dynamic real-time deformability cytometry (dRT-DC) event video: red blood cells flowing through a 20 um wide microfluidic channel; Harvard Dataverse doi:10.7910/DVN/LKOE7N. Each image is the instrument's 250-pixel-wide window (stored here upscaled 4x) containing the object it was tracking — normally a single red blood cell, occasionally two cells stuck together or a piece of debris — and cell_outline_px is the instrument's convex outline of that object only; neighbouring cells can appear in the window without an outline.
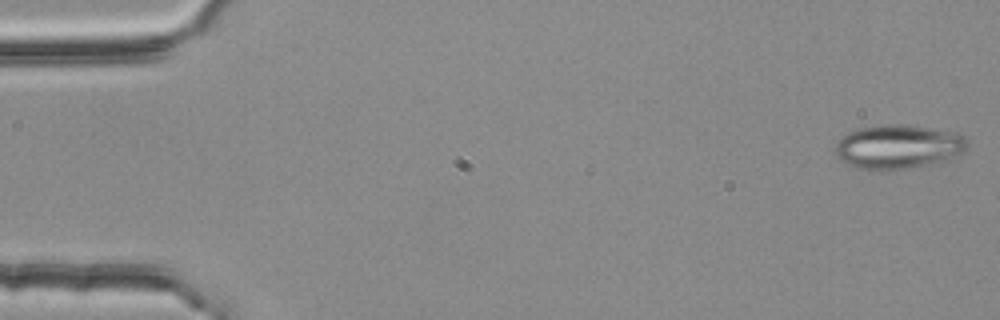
{"species": "common noctule bat (a hibernating species)", "species_latin": "Nyctalus noctula", "temperature_condition": "room temperature", "stored_images_in_passage": 53, "camera_frame_rate_fps": 3000, "um_per_image_px": 0.085, "animal": {"sex": "female", "body_mass_g": 25.1}, "frame": {"image": 1, "passage_image": 1, "time_ms": 0.0, "image_size_px": [1000, 320], "cell_outline_px": [[968, 144], [960, 152], [948, 160], [904, 168], [860, 168], [848, 164], [840, 160], [836, 152], [836, 144], [840, 136], [848, 132], [860, 128], [880, 124], [900, 124], [960, 132], [964, 136]], "centroid_in_image_um": [76.34, 12.43], "position_along_channel_um": 8.7, "area_um2": 33.29}}
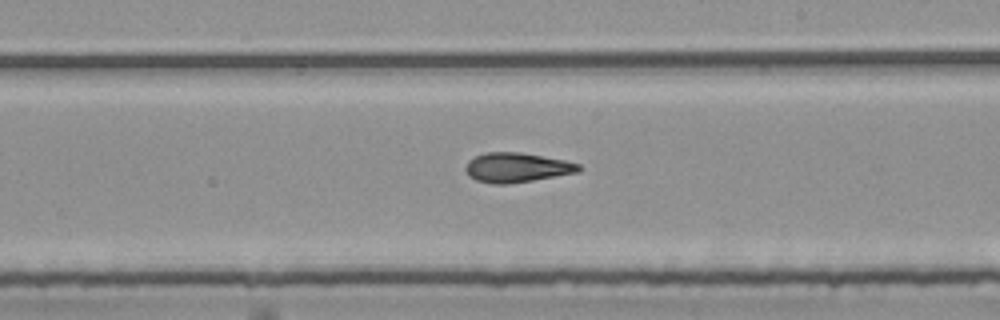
{"frame": {"image": 2, "passage_image": 31, "time_ms": 10.0, "image_size_px": [1000, 320], "cell_outline_px": [[580, 172], [508, 184], [492, 184], [476, 180], [468, 176], [464, 168], [468, 160], [476, 156], [488, 152], [520, 152], [564, 160], [580, 164]], "centroid_in_image_um": [43.9, 14.24], "position_along_channel_um": 245.1, "area_um2": 19.48}}
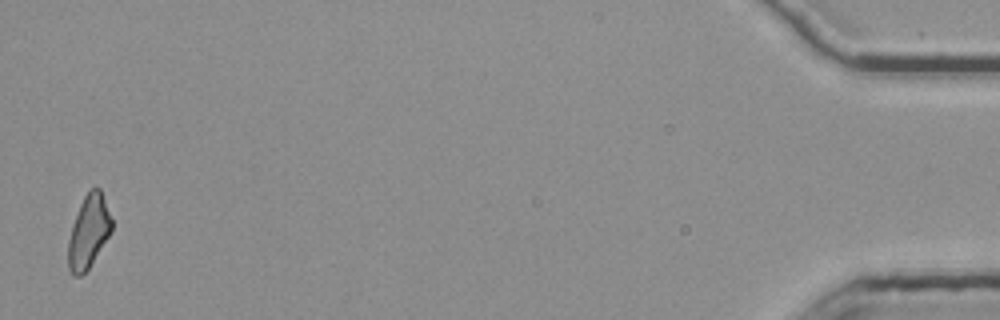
{"frame": {"image": 3, "passage_image": 53, "time_ms": 17.333, "image_size_px": [1000, 320], "cell_outline_px": [[112, 232], [88, 268], [80, 276], [72, 276], [68, 268], [68, 240], [80, 204], [84, 196], [92, 188], [100, 188], [112, 220]], "centroid_in_image_um": [7.53, 19.72], "position_along_channel_um": 427.7, "area_um2": 18.21}, "authors_computed_cell_mechanics": {"area_um2": 19.3052, "velocity_mm_per_s": 3.8024, "shape_relaxation_time_tau1_ms": null, "shape_relaxation_time_tau2_ms": 4.6696, "deformation_change_tau1": null, "deformation_change_tau2": 0.1498}}